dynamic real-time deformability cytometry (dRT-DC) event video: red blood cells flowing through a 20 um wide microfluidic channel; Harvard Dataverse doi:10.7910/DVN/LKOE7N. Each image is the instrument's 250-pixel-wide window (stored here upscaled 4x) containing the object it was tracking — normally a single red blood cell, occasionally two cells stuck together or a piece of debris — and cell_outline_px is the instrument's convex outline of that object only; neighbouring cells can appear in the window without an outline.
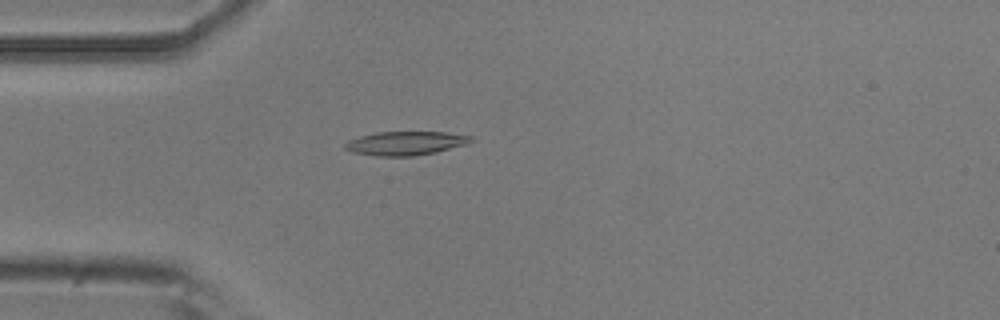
{"species": "common noctule bat (a hibernating species)", "species_latin": "Nyctalus noctula", "temperature_condition": "room temperature", "stored_images_in_passage": 49, "camera_frame_rate_fps": 3000, "um_per_image_px": 0.085, "animal": {"sex": "male", "body_mass_g": 20.5, "forearm_length_mm": 52.5}, "frame": {"image": 1, "passage_image": 12, "time_ms": 3.667, "image_size_px": [1000, 320], "cell_outline_px": [[476, 140], [468, 144], [436, 152], [412, 156], [376, 156], [352, 152], [344, 148], [344, 144], [348, 140], [360, 136], [376, 132], [444, 132], [472, 136]], "centroid_in_image_um": [34.49, 12.17], "position_along_channel_um": 50.5, "area_um2": 17.57}}
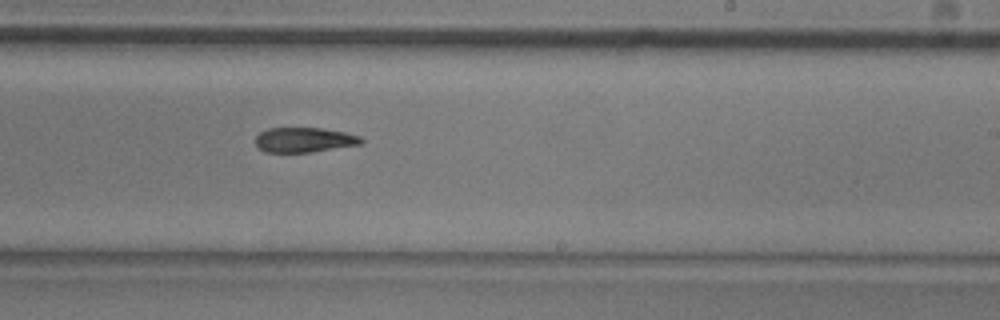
{"frame": {"image": 2, "passage_image": 29, "time_ms": 9.333, "image_size_px": [1000, 320], "cell_outline_px": [[364, 144], [312, 152], [264, 152], [256, 144], [256, 136], [260, 132], [268, 128], [320, 128], [344, 132], [360, 136], [364, 140]], "centroid_in_image_um": [25.89, 11.89], "position_along_channel_um": 263.1, "area_um2": 15.37}}
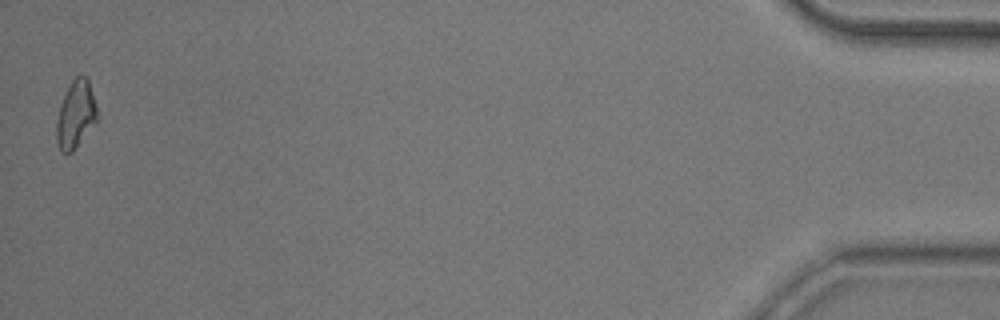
{"frame": {"image": 3, "passage_image": 49, "time_ms": 16.0, "image_size_px": [1000, 320], "cell_outline_px": [[96, 124], [72, 152], [60, 152], [56, 140], [56, 120], [60, 104], [72, 80], [80, 72], [88, 80], [96, 104]], "centroid_in_image_um": [6.42, 9.75], "position_along_channel_um": 428.8, "area_um2": 16.01}, "authors_computed_cell_mechanics": {"area_um2": 16.6464, "velocity_mm_per_s": 3.9052, "shape_relaxation_time_tau1_ms": 4.4362, "shape_relaxation_time_tau2_ms": null, "deformation_change_tau1": 0.1729, "deformation_change_tau2": null}}